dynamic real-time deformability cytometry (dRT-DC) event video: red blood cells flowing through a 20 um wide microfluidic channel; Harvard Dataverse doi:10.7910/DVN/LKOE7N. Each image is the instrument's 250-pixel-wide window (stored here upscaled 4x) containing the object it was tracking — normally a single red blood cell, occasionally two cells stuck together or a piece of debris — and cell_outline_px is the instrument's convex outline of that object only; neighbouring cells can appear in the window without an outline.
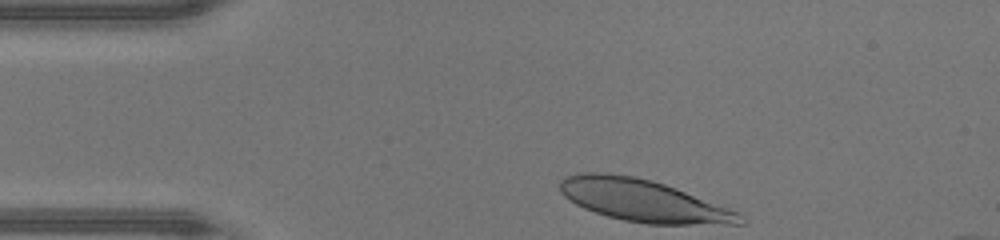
{"species": "human", "species_latin": "Homo sapiens", "temperature_condition": "warm", "stored_images_in_passage": 30, "camera_frame_rate_fps": 3000, "um_per_image_px": 0.085, "donor": {"sex": "male"}, "frame": {"image": 1, "passage_image": 1, "time_ms": 0.0, "image_size_px": [1000, 240], "cell_outline_px": [[744, 224], [648, 224], [624, 220], [608, 216], [584, 208], [576, 204], [564, 196], [560, 192], [560, 180], [564, 176], [580, 172], [600, 172], [632, 176], [652, 180], [676, 188], [736, 212], [744, 220]], "centroid_in_image_um": [54.59, 17.04], "position_along_channel_um": 30.4, "area_um2": 43.52}}
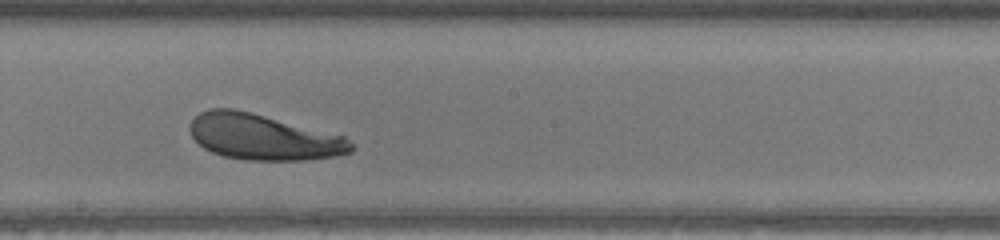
{"frame": {"image": 2, "passage_image": 18, "time_ms": 5.667, "image_size_px": [1000, 240], "cell_outline_px": [[352, 152], [336, 156], [304, 160], [244, 160], [224, 156], [212, 152], [204, 148], [192, 136], [188, 128], [192, 120], [200, 112], [208, 108], [232, 108], [252, 112], [344, 136], [352, 144]], "centroid_in_image_um": [22.35, 11.64], "position_along_channel_um": 225.8, "area_um2": 42.89}}
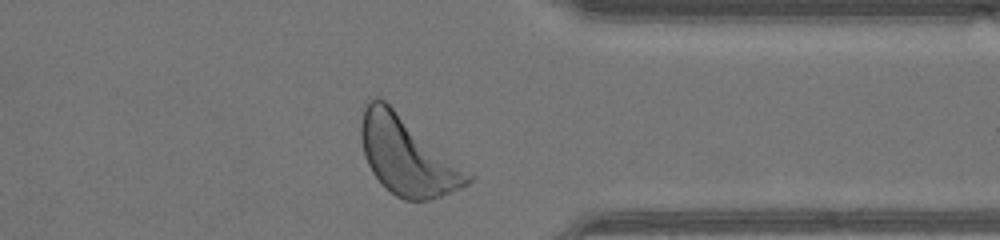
{"frame": {"image": 3, "passage_image": 29, "time_ms": 9.333, "image_size_px": [1000, 240], "cell_outline_px": [[472, 180], [468, 184], [460, 188], [432, 200], [404, 200], [396, 196], [372, 172], [364, 156], [360, 136], [360, 124], [364, 108], [368, 100], [376, 96], [384, 100], [472, 172]], "centroid_in_image_um": [34.64, 13.23], "position_along_channel_um": 376.8, "area_um2": 48.61}, "authors_computed_cell_mechanics": {"area_um2": 43.8702, "velocity_mm_per_s": 4.3374, "shape_relaxation_time_tau1_ms": 2.3208, "shape_relaxation_time_tau2_ms": 6.5939, "deformation_change_tau1": 0.1499, "deformation_change_tau2": 0.1929}}